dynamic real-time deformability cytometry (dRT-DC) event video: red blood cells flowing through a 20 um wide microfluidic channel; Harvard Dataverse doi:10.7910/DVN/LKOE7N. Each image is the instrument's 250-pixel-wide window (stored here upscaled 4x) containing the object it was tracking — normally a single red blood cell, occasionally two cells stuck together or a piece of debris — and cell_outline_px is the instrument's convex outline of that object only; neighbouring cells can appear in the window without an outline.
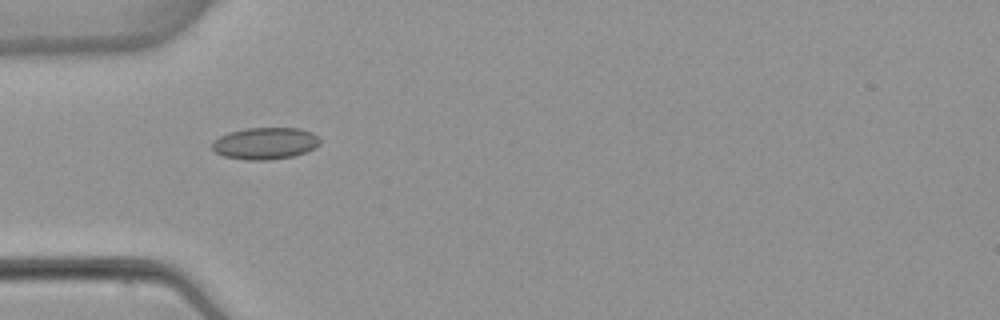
{"species": "common noctule bat (a hibernating species)", "species_latin": "Nyctalus noctula", "temperature_condition": "warm", "stored_images_in_passage": 3, "camera_frame_rate_fps": 3000, "um_per_image_px": 0.085, "animal": {"sex": "female", "body_mass_g": 22.7, "forearm_length_mm": 54.2}, "frame": {"image": 1, "passage_image": 2, "time_ms": 2.333, "image_size_px": [1000, 320], "cell_outline_px": [[320, 144], [304, 152], [292, 156], [268, 160], [248, 160], [224, 156], [216, 152], [212, 148], [212, 140], [228, 132], [244, 128], [300, 128], [312, 132], [320, 140]], "centroid_in_image_um": [22.5, 12.17], "position_along_channel_um": 62.5, "area_um2": 19.94}}
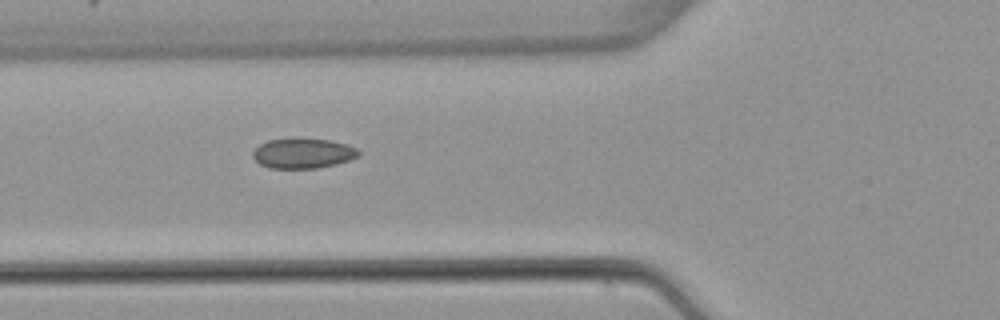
{"frame": {"image": 2, "passage_image": 3, "time_ms": 3.333, "image_size_px": [1000, 320], "cell_outline_px": [[360, 156], [336, 164], [316, 168], [268, 168], [260, 164], [252, 156], [252, 152], [260, 144], [268, 140], [296, 136], [328, 140], [348, 144], [356, 148], [360, 152]], "centroid_in_image_um": [25.74, 13.0], "position_along_channel_um": 100.1, "area_um2": 18.96}}